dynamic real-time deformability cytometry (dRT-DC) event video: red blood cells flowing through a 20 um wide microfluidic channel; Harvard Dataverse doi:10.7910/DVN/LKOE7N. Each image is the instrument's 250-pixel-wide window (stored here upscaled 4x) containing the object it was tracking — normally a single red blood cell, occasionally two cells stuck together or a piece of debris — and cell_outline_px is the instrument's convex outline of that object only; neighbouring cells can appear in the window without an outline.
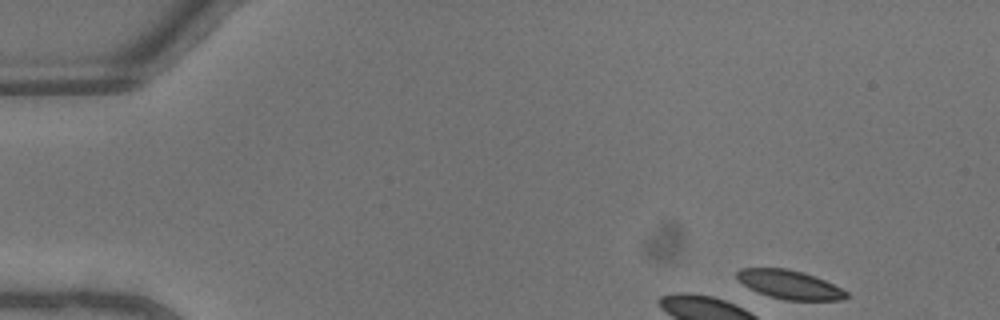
{"species": "common noctule bat (a hibernating species)", "species_latin": "Nyctalus noctula", "temperature_condition": "warm", "stored_images_in_passage": 6, "camera_frame_rate_fps": 3000, "um_per_image_px": 0.085, "animal": {"sex": "male", "body_mass_g": 13.3}, "frame": {"image": 1, "passage_image": 1, "time_ms": 0.0, "image_size_px": [1000, 320], "cell_outline_px": [[848, 296], [844, 300], [784, 300], [768, 296], [744, 284], [736, 276], [736, 272], [740, 268], [788, 268], [804, 272], [824, 280], [848, 292]], "centroid_in_image_um": [67.14, 24.18], "position_along_channel_um": 17.9, "area_um2": 18.15}}